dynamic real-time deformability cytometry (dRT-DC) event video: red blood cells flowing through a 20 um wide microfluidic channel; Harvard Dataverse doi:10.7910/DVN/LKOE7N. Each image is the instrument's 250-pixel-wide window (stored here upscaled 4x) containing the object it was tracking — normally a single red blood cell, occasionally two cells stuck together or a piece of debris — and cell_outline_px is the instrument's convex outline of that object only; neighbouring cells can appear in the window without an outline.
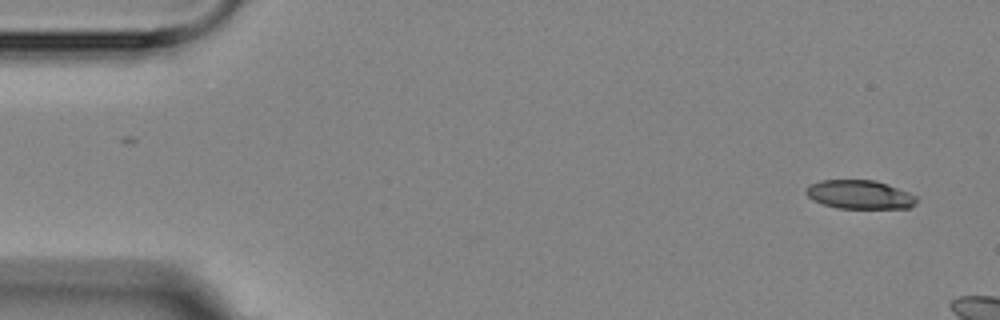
{"species": "Egyptian fruit bat (a non-hibernating species)", "species_latin": "Rousettus aegyptiacus", "temperature_condition": "room temperature", "stored_images_in_passage": 3, "camera_frame_rate_fps": 3000, "um_per_image_px": 0.085, "animal": {"sex": "female"}, "frame": {"image": 1, "passage_image": 1, "time_ms": 0.0, "image_size_px": [1000, 320], "cell_outline_px": [[920, 200], [916, 204], [908, 208], [840, 208], [824, 204], [812, 200], [804, 192], [804, 188], [808, 184], [820, 180], [876, 180], [908, 192], [916, 196]], "centroid_in_image_um": [73.05, 16.53], "position_along_channel_um": 11.9, "area_um2": 18.67}}